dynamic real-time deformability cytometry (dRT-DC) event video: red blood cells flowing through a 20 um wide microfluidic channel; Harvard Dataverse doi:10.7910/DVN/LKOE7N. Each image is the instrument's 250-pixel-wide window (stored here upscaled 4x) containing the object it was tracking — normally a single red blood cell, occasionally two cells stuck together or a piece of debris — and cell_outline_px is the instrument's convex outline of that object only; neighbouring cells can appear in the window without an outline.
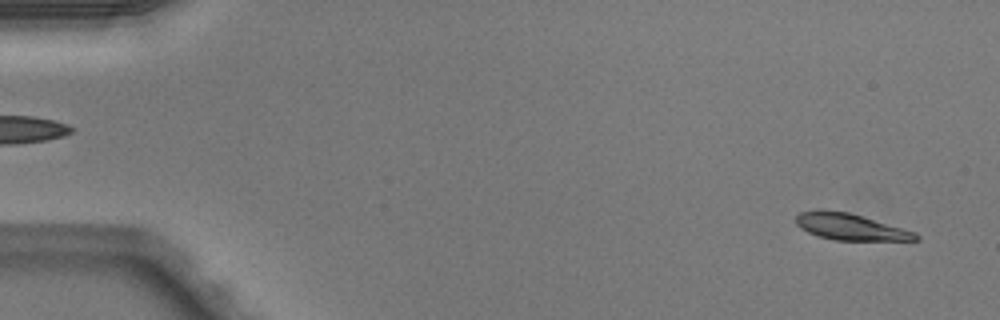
{"species": "Egyptian fruit bat (a non-hibernating species)", "species_latin": "Rousettus aegyptiacus", "temperature_condition": "warm", "stored_images_in_passage": 13, "camera_frame_rate_fps": 3000, "um_per_image_px": 0.085, "animal": {"sex": "male"}, "frame": {"image": 1, "passage_image": 2, "time_ms": 0.333, "image_size_px": [1000, 320], "cell_outline_px": [[920, 240], [832, 240], [816, 236], [800, 228], [796, 224], [796, 216], [800, 212], [816, 208], [824, 208], [848, 212], [916, 232], [920, 236]], "centroid_in_image_um": [72.22, 19.26], "position_along_channel_um": 12.8, "area_um2": 18.73}}